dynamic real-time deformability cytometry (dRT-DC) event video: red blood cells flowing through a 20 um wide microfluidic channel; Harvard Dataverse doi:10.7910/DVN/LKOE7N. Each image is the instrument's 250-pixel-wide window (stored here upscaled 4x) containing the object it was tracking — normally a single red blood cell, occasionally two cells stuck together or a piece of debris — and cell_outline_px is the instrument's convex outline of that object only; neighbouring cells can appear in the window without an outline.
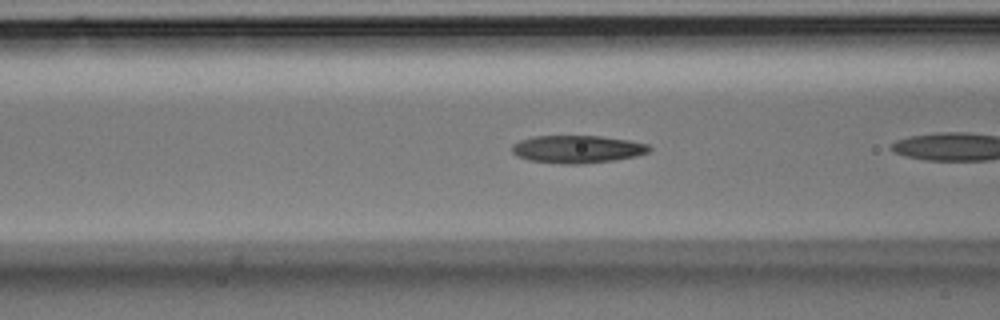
{"species": "Egyptian fruit bat (a non-hibernating species)", "species_latin": "Rousettus aegyptiacus", "temperature_condition": "room temperature", "stored_images_in_passage": 6, "camera_frame_rate_fps": 3000, "um_per_image_px": 0.085, "animal": {"sex": "male"}, "frame": {"image": 1, "passage_image": 5, "time_ms": 1.333, "image_size_px": [1000, 320], "cell_outline_px": [[652, 148], [648, 152], [636, 156], [616, 160], [580, 164], [560, 164], [528, 160], [516, 156], [512, 152], [512, 144], [520, 140], [532, 136], [600, 136], [628, 140], [648, 144]], "centroid_in_image_um": [49.05, 12.68], "position_along_channel_um": 117.5, "area_um2": 22.31}}